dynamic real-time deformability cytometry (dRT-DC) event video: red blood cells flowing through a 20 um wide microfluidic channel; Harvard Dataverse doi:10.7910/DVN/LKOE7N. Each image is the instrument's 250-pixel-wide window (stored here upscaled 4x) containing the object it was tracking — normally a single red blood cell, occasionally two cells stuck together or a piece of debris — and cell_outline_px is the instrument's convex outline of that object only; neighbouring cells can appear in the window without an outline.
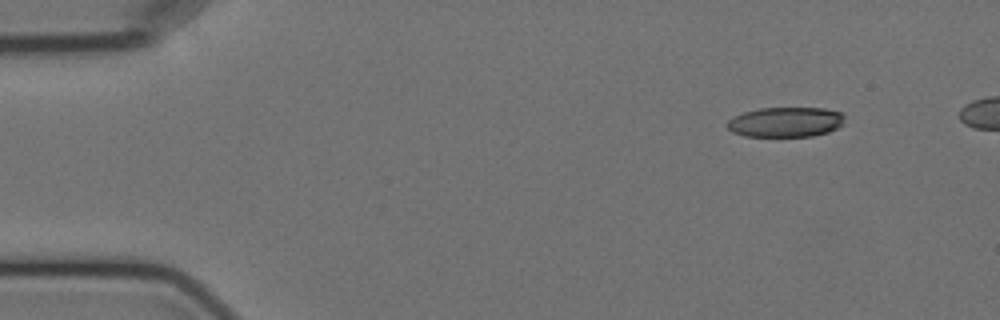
{"species": "Egyptian fruit bat (a non-hibernating species)", "species_latin": "Rousettus aegyptiacus", "temperature_condition": "cold", "stored_images_in_passage": 4, "camera_frame_rate_fps": 3000, "um_per_image_px": 0.085, "animal": {"sex": "female"}, "frame": {"image": 1, "passage_image": 1, "time_ms": 0.0, "image_size_px": [1000, 320], "cell_outline_px": [[844, 124], [828, 132], [812, 136], [744, 136], [732, 132], [728, 128], [728, 120], [744, 112], [760, 108], [824, 108], [840, 112], [844, 116]], "centroid_in_image_um": [66.8, 10.37], "position_along_channel_um": 18.2, "area_um2": 20.4}}